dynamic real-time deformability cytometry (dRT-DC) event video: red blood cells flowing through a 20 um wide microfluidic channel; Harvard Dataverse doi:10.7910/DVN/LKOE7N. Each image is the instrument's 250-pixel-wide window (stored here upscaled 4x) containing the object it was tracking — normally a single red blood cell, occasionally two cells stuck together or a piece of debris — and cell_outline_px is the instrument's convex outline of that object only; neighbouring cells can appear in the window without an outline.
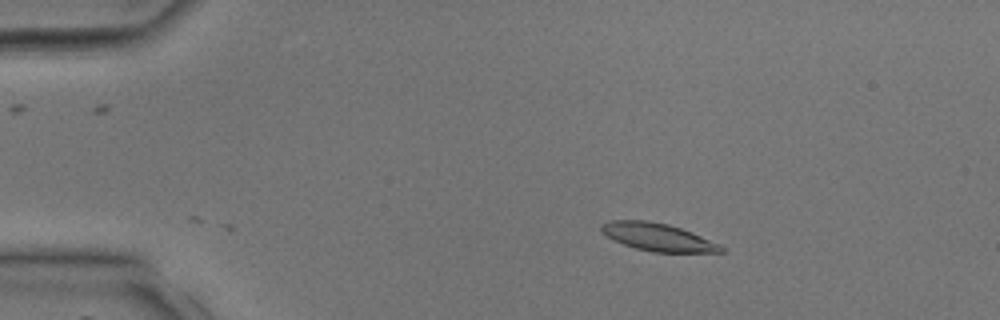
{"species": "common noctule bat (a hibernating species)", "species_latin": "Nyctalus noctula", "temperature_condition": "room temperature", "stored_images_in_passage": 8, "camera_frame_rate_fps": 3000, "um_per_image_px": 0.085, "animal": {"sex": "male", "body_mass_g": 17.9, "forearm_length_mm": 54.2}, "frame": {"image": 1, "passage_image": 8, "time_ms": 2.333, "image_size_px": [1000, 320], "cell_outline_px": [[724, 252], [652, 252], [636, 248], [624, 244], [600, 232], [600, 224], [612, 220], [648, 220], [668, 224], [692, 232], [720, 244], [724, 248]], "centroid_in_image_um": [55.91, 20.14], "position_along_channel_um": 29.1, "area_um2": 19.25}}